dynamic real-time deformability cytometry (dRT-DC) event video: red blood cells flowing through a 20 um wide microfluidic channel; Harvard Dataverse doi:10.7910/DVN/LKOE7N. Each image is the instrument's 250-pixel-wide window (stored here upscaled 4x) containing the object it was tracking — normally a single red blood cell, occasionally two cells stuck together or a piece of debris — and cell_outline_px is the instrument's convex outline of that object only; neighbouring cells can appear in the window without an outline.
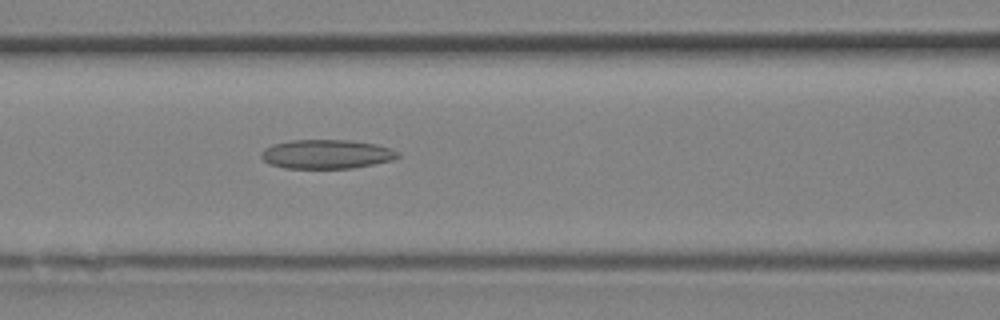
{"species": "Egyptian fruit bat (a non-hibernating species)", "species_latin": "Rousettus aegyptiacus", "temperature_condition": "room temperature", "stored_images_in_passage": 13, "camera_frame_rate_fps": 3000, "um_per_image_px": 0.085, "animal": {"sex": "female"}, "frame": {"image": 1, "passage_image": 13, "time_ms": 4.0, "image_size_px": [1000, 320], "cell_outline_px": [[400, 156], [392, 160], [352, 168], [284, 168], [268, 164], [260, 156], [260, 152], [264, 148], [272, 144], [292, 140], [348, 140], [376, 144], [392, 148], [400, 152]], "centroid_in_image_um": [27.74, 13.1], "position_along_channel_um": 138.9, "area_um2": 23.29}}